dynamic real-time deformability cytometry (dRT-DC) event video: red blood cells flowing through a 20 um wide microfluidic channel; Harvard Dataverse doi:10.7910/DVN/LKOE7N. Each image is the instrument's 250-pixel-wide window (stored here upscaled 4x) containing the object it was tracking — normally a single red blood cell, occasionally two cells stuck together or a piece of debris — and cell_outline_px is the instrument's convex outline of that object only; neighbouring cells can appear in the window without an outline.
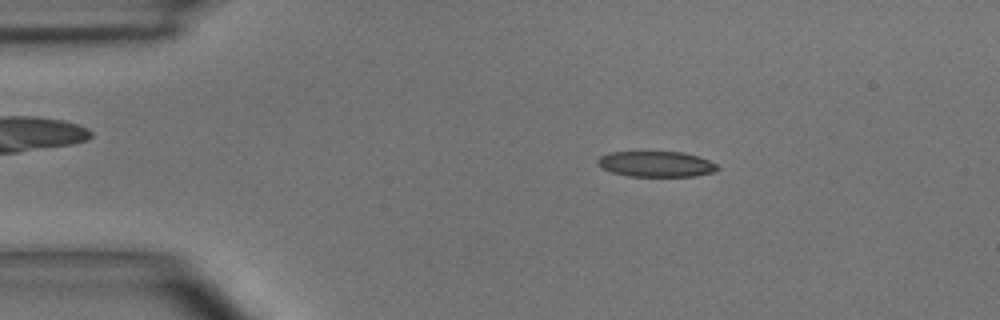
{"species": "common noctule bat (a hibernating species)", "species_latin": "Nyctalus noctula", "temperature_condition": "room temperature", "stored_images_in_passage": 49, "camera_frame_rate_fps": 3000, "um_per_image_px": 0.085, "animal": {"sex": "male", "body_mass_g": 15.6}, "frame": {"image": 1, "passage_image": 8, "time_ms": 2.333, "image_size_px": [1000, 320], "cell_outline_px": [[720, 168], [716, 172], [696, 176], [628, 176], [612, 172], [596, 164], [596, 160], [600, 156], [608, 152], [684, 152], [700, 156], [716, 164]], "centroid_in_image_um": [55.8, 13.94], "position_along_channel_um": 29.2, "area_um2": 18.03}}
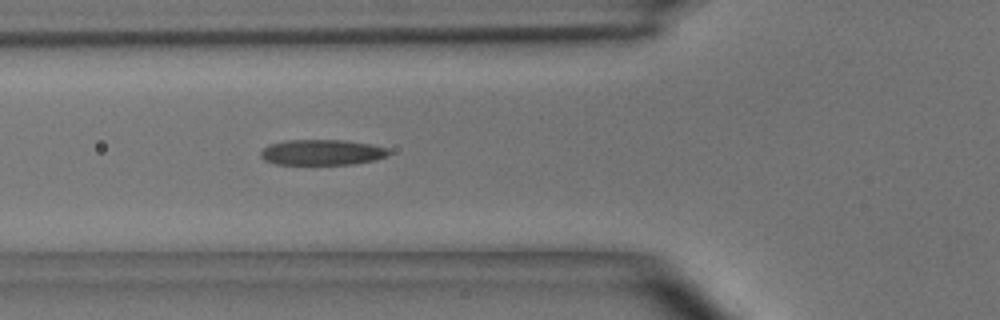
{"frame": {"image": 2, "passage_image": 17, "time_ms": 5.333, "image_size_px": [1000, 320], "cell_outline_px": [[392, 152], [388, 156], [376, 160], [352, 164], [276, 164], [264, 160], [260, 156], [260, 152], [268, 144], [284, 140], [344, 140], [372, 144], [388, 148]], "centroid_in_image_um": [27.39, 12.94], "position_along_channel_um": 98.4, "area_um2": 19.31}}
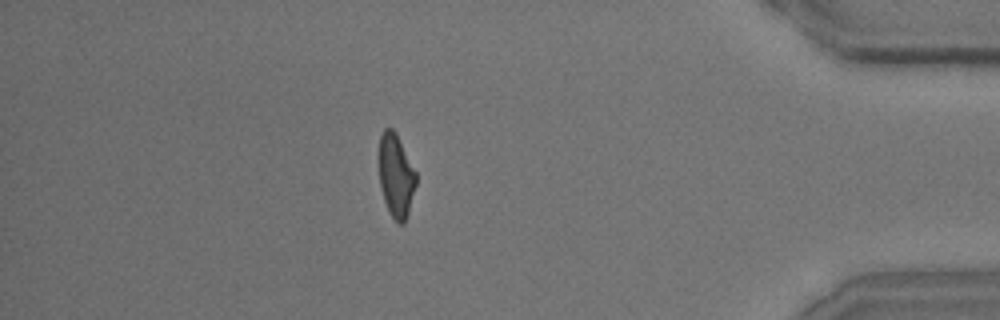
{"frame": {"image": 3, "passage_image": 43, "time_ms": 14.0, "image_size_px": [1000, 320], "cell_outline_px": [[416, 184], [408, 212], [404, 224], [396, 224], [384, 200], [380, 184], [380, 136], [384, 128], [392, 128], [396, 132], [416, 172]], "centroid_in_image_um": [33.67, 14.93], "position_along_channel_um": 401.5, "area_um2": 17.69}, "authors_computed_cell_mechanics": {"area_um2": 18.9584, "velocity_mm_per_s": 3.9622, "shape_relaxation_time_tau1_ms": 4.087, "shape_relaxation_time_tau2_ms": 1.6814, "deformation_change_tau1": 0.1611, "deformation_change_tau2": 0.1075}}